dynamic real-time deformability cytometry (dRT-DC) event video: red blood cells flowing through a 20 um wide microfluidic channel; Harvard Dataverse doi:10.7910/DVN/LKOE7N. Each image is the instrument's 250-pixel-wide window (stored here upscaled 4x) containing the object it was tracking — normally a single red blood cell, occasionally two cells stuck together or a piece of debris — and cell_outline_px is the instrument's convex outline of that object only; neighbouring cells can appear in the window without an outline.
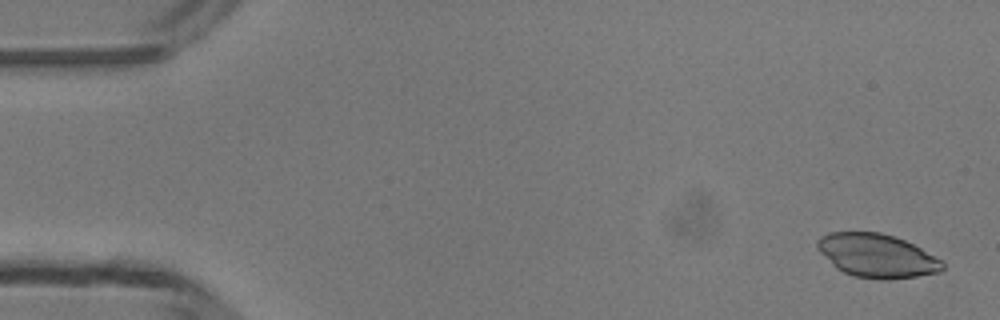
{"species": "common noctule bat (a hibernating species)", "species_latin": "Nyctalus noctula", "temperature_condition": "room temperature", "stored_images_in_passage": 49, "camera_frame_rate_fps": 3000, "um_per_image_px": 0.085, "animal": {"sex": "male", "body_mass_g": 13.3}, "frame": {"image": 1, "passage_image": 2, "time_ms": 0.333, "image_size_px": [1000, 320], "cell_outline_px": [[944, 268], [940, 272], [916, 276], [888, 280], [880, 280], [852, 276], [836, 268], [816, 248], [816, 240], [820, 236], [828, 232], [880, 232], [904, 240], [944, 260]], "centroid_in_image_um": [74.53, 21.74], "position_along_channel_um": 10.5, "area_um2": 31.96}}